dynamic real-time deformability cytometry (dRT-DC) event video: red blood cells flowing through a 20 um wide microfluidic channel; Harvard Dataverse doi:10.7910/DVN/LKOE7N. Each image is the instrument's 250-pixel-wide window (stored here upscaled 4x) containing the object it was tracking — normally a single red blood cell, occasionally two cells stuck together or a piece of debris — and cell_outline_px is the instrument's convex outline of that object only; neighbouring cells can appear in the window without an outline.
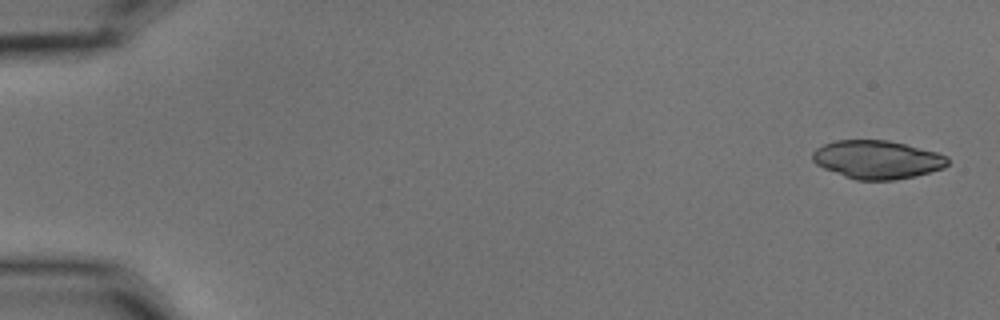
{"species": "common noctule bat (a hibernating species)", "species_latin": "Nyctalus noctula", "temperature_condition": "cold", "stored_images_in_passage": 5, "camera_frame_rate_fps": 3000, "um_per_image_px": 0.085, "animal": {"sex": "male", "body_mass_g": 15.6}, "frame": {"image": 1, "passage_image": 1, "time_ms": 0.0, "image_size_px": [1000, 320], "cell_outline_px": [[948, 164], [944, 168], [916, 176], [896, 180], [856, 180], [844, 176], [824, 168], [816, 164], [812, 160], [812, 152], [816, 148], [824, 144], [836, 140], [888, 140], [936, 152], [948, 156]], "centroid_in_image_um": [74.56, 13.57], "position_along_channel_um": 10.4, "area_um2": 30.23}}